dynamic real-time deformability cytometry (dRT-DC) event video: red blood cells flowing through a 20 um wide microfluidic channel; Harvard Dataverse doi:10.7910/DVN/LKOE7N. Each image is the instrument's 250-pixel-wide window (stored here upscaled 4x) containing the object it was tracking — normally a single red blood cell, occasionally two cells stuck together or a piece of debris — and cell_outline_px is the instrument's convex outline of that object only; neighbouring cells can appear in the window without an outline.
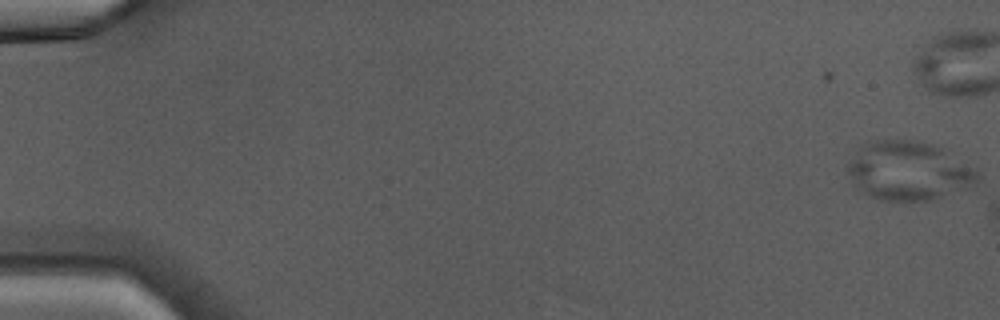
{"species": "Egyptian fruit bat (a non-hibernating species)", "species_latin": "Rousettus aegyptiacus", "temperature_condition": "warm", "stored_images_in_passage": 7, "camera_frame_rate_fps": 3000, "um_per_image_px": 0.085, "animal": {"sex": "male"}, "frame": {"image": 1, "passage_image": 1, "time_ms": 0.0, "image_size_px": [1000, 320], "cell_outline_px": [[980, 180], [976, 184], [968, 188], [928, 200], [880, 200], [852, 192], [848, 172], [848, 164], [860, 148], [864, 144], [880, 140], [912, 140], [932, 144], [940, 148], [976, 168], [980, 172]], "centroid_in_image_um": [77.2, 14.56], "position_along_channel_um": 7.8, "area_um2": 44.85}}